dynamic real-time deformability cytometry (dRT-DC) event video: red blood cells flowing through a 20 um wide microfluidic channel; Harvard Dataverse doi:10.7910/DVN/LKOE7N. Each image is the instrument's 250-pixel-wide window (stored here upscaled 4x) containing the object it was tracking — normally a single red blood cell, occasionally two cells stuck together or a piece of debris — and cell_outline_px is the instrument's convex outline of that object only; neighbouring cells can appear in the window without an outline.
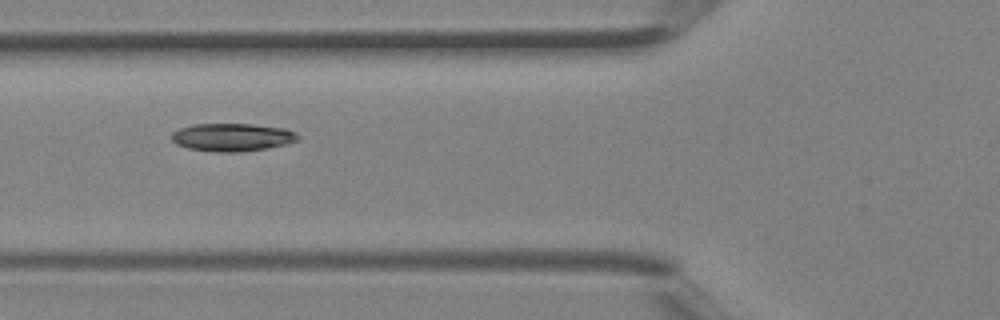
{"species": "Egyptian fruit bat (a non-hibernating species)", "species_latin": "Rousettus aegyptiacus", "temperature_condition": "room temperature", "stored_images_in_passage": 6, "camera_frame_rate_fps": 3000, "um_per_image_px": 0.085, "animal": {"sex": "female"}, "frame": {"image": 1, "passage_image": 5, "time_ms": 1.333, "image_size_px": [1000, 320], "cell_outline_px": [[300, 140], [268, 148], [240, 152], [216, 152], [188, 148], [176, 144], [172, 140], [172, 132], [180, 128], [192, 124], [252, 124], [284, 128], [296, 132], [300, 136]], "centroid_in_image_um": [19.75, 11.66], "position_along_channel_um": 106.0, "area_um2": 20.63}}
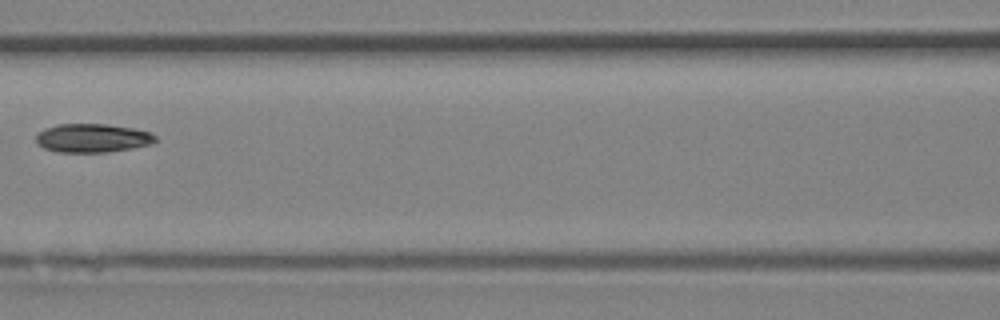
{"frame": {"image": 2, "passage_image": 6, "time_ms": 1.667, "image_size_px": [1000, 320], "cell_outline_px": [[156, 140], [152, 144], [132, 148], [104, 152], [56, 152], [44, 148], [36, 140], [36, 132], [44, 128], [56, 124], [108, 124], [132, 128], [148, 132], [156, 136]], "centroid_in_image_um": [7.82, 11.73], "position_along_channel_um": 158.8, "area_um2": 19.94}}